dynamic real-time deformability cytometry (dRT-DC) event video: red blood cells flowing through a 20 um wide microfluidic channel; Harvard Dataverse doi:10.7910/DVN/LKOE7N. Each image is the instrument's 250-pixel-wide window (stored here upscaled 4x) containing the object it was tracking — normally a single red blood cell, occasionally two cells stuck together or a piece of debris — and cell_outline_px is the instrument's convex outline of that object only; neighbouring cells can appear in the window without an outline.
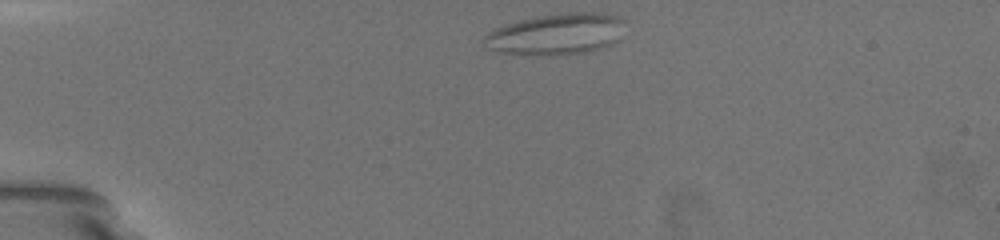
{"species": "common noctule bat (a hibernating species)", "species_latin": "Nyctalus noctula", "temperature_condition": "warm", "stored_images_in_passage": 27, "camera_frame_rate_fps": 3000, "um_per_image_px": 0.085, "animal": {"sex": "female", "body_mass_g": 19.5, "forearm_length_mm": 54.1}, "frame": {"image": 1, "passage_image": 1, "time_ms": 0.0, "image_size_px": [1000, 240], "cell_outline_px": [[620, 20], [612, 40], [608, 44], [584, 52], [500, 52], [492, 48], [480, 40], [488, 32], [496, 28], [508, 24], [524, 20], [544, 16], [576, 12], [604, 12]], "centroid_in_image_um": [47.16, 2.85], "position_along_channel_um": 37.8, "area_um2": 30.81}}
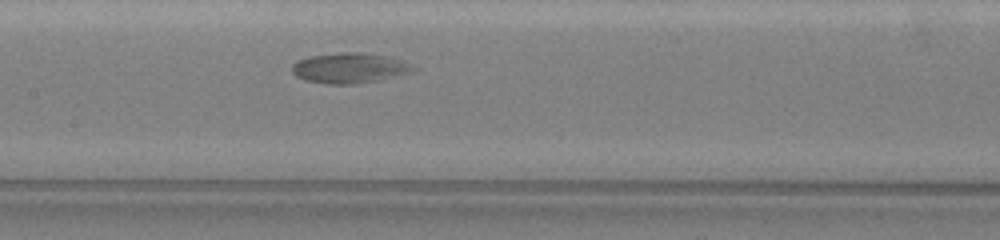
{"frame": {"image": 2, "passage_image": 11, "time_ms": 5.667, "image_size_px": [1000, 240], "cell_outline_px": [[420, 68], [412, 72], [380, 80], [356, 84], [328, 84], [304, 80], [296, 76], [292, 72], [292, 64], [300, 60], [312, 56], [340, 52], [360, 52], [384, 56]], "centroid_in_image_um": [29.69, 5.8], "position_along_channel_um": 177.7, "area_um2": 21.15}}
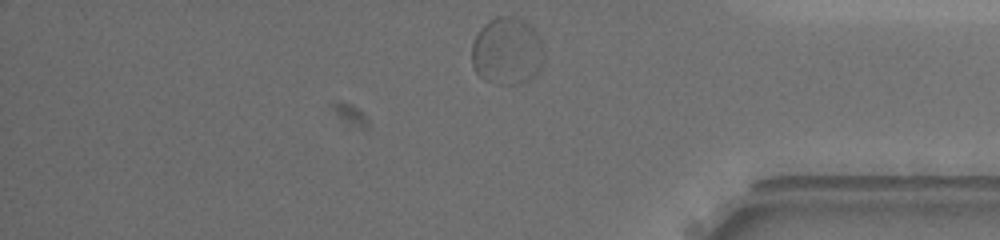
{"frame": {"image": 3, "passage_image": 27, "time_ms": 12.333, "image_size_px": [1000, 240], "cell_outline_px": [[540, 48], [488, 80], [484, 80], [476, 72], [472, 64], [472, 44], [480, 28], [488, 20], [496, 16], [516, 16], [524, 20], [536, 32], [540, 40]], "centroid_in_image_um": [42.71, 3.83], "position_along_channel_um": 392.5, "area_um2": 21.56}}